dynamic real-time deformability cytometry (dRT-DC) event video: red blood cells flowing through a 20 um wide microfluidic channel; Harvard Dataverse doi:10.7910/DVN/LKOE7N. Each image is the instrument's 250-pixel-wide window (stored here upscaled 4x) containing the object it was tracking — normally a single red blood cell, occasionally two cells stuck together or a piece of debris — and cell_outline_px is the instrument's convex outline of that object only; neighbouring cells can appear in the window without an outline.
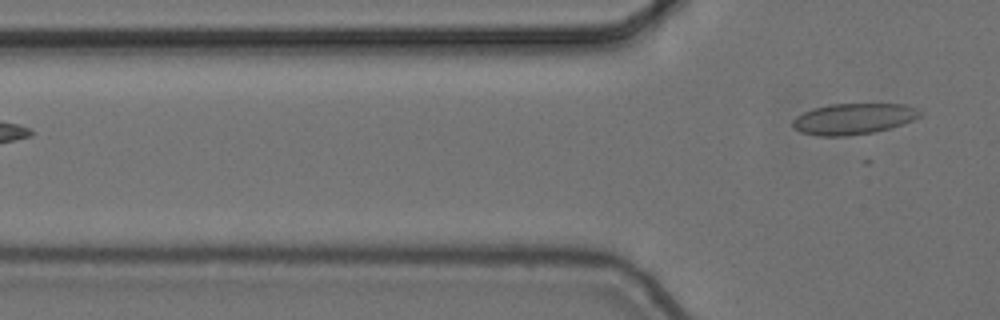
{"species": "common noctule bat (a hibernating species)", "species_latin": "Nyctalus noctula", "temperature_condition": "cold", "stored_images_in_passage": 5, "segment_of_instrument_passage": [2, 2], "camera_frame_rate_fps": 3000, "um_per_image_px": 0.085, "animal": {"sex": "female", "body_mass_g": 24.6, "forearm_length_mm": 56.2}, "frame": {"image": 1, "passage_image": 5, "time_ms": 1.333, "image_size_px": [1000, 320], "cell_outline_px": [[924, 112], [920, 116], [912, 120], [876, 132], [848, 136], [816, 136], [800, 132], [792, 128], [792, 120], [796, 116], [812, 108], [832, 104], [904, 104], [916, 108]], "centroid_in_image_um": [72.5, 10.11], "position_along_channel_um": 53.3, "area_um2": 23.12}}